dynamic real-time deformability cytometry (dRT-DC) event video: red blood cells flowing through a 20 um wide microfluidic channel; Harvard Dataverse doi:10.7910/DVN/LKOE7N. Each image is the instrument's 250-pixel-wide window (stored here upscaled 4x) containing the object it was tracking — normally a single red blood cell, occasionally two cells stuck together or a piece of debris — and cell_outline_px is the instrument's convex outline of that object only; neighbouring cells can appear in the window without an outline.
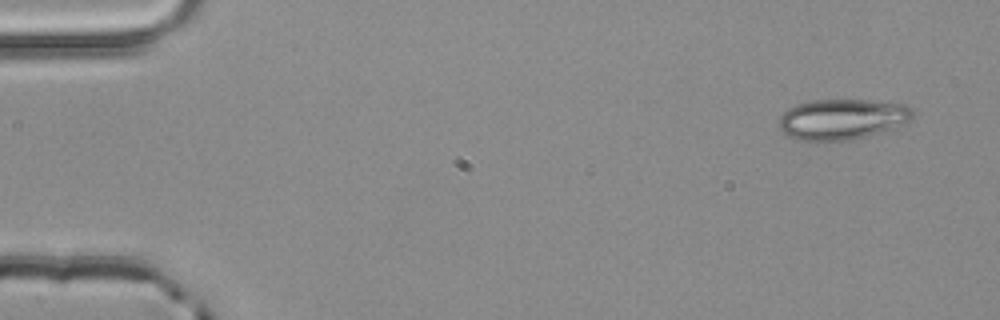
{"species": "common noctule bat (a hibernating species)", "species_latin": "Nyctalus noctula", "temperature_condition": "room temperature", "stored_images_in_passage": 3, "camera_frame_rate_fps": 3000, "um_per_image_px": 0.085, "animal": {"sex": "male", "body_mass_g": 20.4}, "frame": {"image": 1, "passage_image": 1, "time_ms": 0.0, "image_size_px": [1000, 320], "cell_outline_px": [[912, 116], [908, 120], [880, 132], [852, 140], [796, 140], [788, 136], [780, 128], [780, 116], [788, 108], [796, 104], [812, 100], [868, 100], [904, 104], [912, 108]], "centroid_in_image_um": [71.53, 10.12], "position_along_channel_um": 13.5, "area_um2": 31.15}}